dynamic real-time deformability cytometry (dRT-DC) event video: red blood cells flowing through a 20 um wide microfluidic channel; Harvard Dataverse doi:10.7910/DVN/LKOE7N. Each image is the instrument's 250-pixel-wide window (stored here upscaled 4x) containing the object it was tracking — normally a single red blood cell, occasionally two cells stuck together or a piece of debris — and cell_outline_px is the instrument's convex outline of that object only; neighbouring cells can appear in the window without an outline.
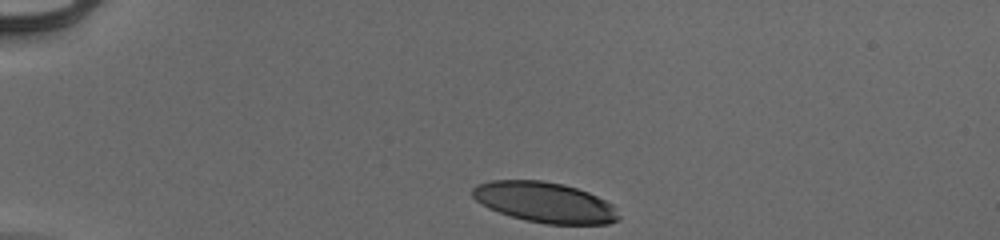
{"species": "human", "species_latin": "Homo sapiens", "temperature_condition": "cold", "stored_images_in_passage": 34, "camera_frame_rate_fps": 3000, "um_per_image_px": 0.085, "donor": {"sex": "male"}, "frame": {"image": 1, "passage_image": 1, "time_ms": 0.0, "image_size_px": [1000, 240], "cell_outline_px": [[620, 220], [608, 224], [544, 224], [524, 220], [488, 208], [480, 204], [472, 196], [472, 188], [476, 184], [492, 180], [540, 180], [564, 184], [588, 192], [612, 204], [620, 216]], "centroid_in_image_um": [46.29, 17.2], "position_along_channel_um": 38.7, "area_um2": 34.56}}
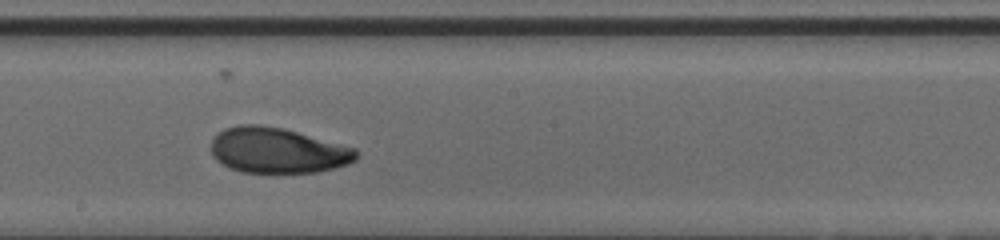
{"frame": {"image": 2, "passage_image": 20, "time_ms": 6.333, "image_size_px": [1000, 240], "cell_outline_px": [[356, 160], [348, 164], [316, 172], [244, 172], [228, 168], [220, 164], [212, 156], [212, 140], [224, 128], [240, 124], [260, 124], [284, 128], [356, 148]], "centroid_in_image_um": [23.57, 12.78], "position_along_channel_um": 224.6, "area_um2": 38.44}}
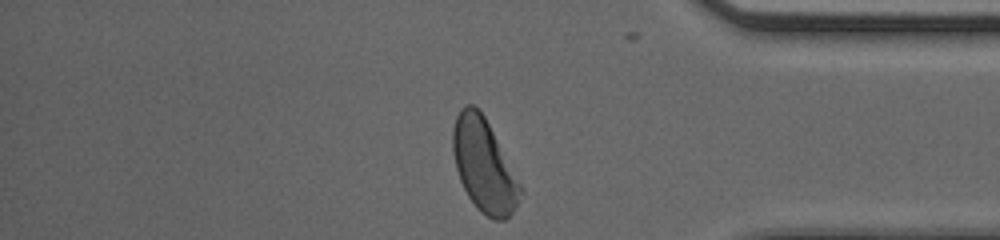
{"frame": {"image": 3, "passage_image": 34, "time_ms": 11.0, "image_size_px": [1000, 240], "cell_outline_px": [[524, 192], [512, 212], [504, 220], [492, 220], [480, 212], [476, 208], [468, 196], [460, 180], [456, 168], [452, 148], [452, 128], [456, 116], [460, 108], [464, 104], [472, 104], [484, 116], [524, 188]], "centroid_in_image_um": [41.14, 14.08], "position_along_channel_um": 394.1, "area_um2": 36.7}, "authors_computed_cell_mechanics": {"area_um2": 37.4544, "velocity_mm_per_s": 3.9298, "shape_relaxation_time_tau1_ms": 3.9079, "shape_relaxation_time_tau2_ms": 2.7675, "deformation_change_tau1": 0.1799, "deformation_change_tau2": 0.0655}}